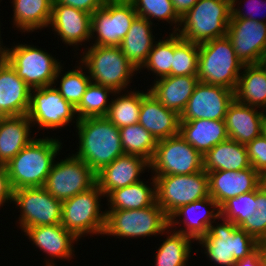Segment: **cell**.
Here are the masks:
<instances>
[{"mask_svg": "<svg viewBox=\"0 0 266 266\" xmlns=\"http://www.w3.org/2000/svg\"><path fill=\"white\" fill-rule=\"evenodd\" d=\"M260 64L264 67L266 70V56L260 61Z\"/></svg>", "mask_w": 266, "mask_h": 266, "instance_id": "cell-54", "label": "cell"}, {"mask_svg": "<svg viewBox=\"0 0 266 266\" xmlns=\"http://www.w3.org/2000/svg\"><path fill=\"white\" fill-rule=\"evenodd\" d=\"M137 16L129 0H108L92 14L89 45L119 46Z\"/></svg>", "mask_w": 266, "mask_h": 266, "instance_id": "cell-14", "label": "cell"}, {"mask_svg": "<svg viewBox=\"0 0 266 266\" xmlns=\"http://www.w3.org/2000/svg\"><path fill=\"white\" fill-rule=\"evenodd\" d=\"M146 88L142 90L138 123L157 141L179 134L180 115L167 109L149 92L148 87Z\"/></svg>", "mask_w": 266, "mask_h": 266, "instance_id": "cell-23", "label": "cell"}, {"mask_svg": "<svg viewBox=\"0 0 266 266\" xmlns=\"http://www.w3.org/2000/svg\"><path fill=\"white\" fill-rule=\"evenodd\" d=\"M121 146L125 154L137 155L149 162L153 158L157 140L139 123L119 128Z\"/></svg>", "mask_w": 266, "mask_h": 266, "instance_id": "cell-37", "label": "cell"}, {"mask_svg": "<svg viewBox=\"0 0 266 266\" xmlns=\"http://www.w3.org/2000/svg\"><path fill=\"white\" fill-rule=\"evenodd\" d=\"M8 62L6 53H0V70Z\"/></svg>", "mask_w": 266, "mask_h": 266, "instance_id": "cell-53", "label": "cell"}, {"mask_svg": "<svg viewBox=\"0 0 266 266\" xmlns=\"http://www.w3.org/2000/svg\"><path fill=\"white\" fill-rule=\"evenodd\" d=\"M150 171L149 161L137 155L124 154L96 173V184L105 197L113 190L129 186ZM141 176V177H140Z\"/></svg>", "mask_w": 266, "mask_h": 266, "instance_id": "cell-21", "label": "cell"}, {"mask_svg": "<svg viewBox=\"0 0 266 266\" xmlns=\"http://www.w3.org/2000/svg\"><path fill=\"white\" fill-rule=\"evenodd\" d=\"M104 193L95 184L89 190L62 202L61 225L78 240L85 237L101 236L106 223V210H102ZM94 235V236H93Z\"/></svg>", "mask_w": 266, "mask_h": 266, "instance_id": "cell-7", "label": "cell"}, {"mask_svg": "<svg viewBox=\"0 0 266 266\" xmlns=\"http://www.w3.org/2000/svg\"><path fill=\"white\" fill-rule=\"evenodd\" d=\"M250 165L266 180V138L263 134L246 144Z\"/></svg>", "mask_w": 266, "mask_h": 266, "instance_id": "cell-43", "label": "cell"}, {"mask_svg": "<svg viewBox=\"0 0 266 266\" xmlns=\"http://www.w3.org/2000/svg\"><path fill=\"white\" fill-rule=\"evenodd\" d=\"M234 97L241 104L266 112V70L260 63L243 66Z\"/></svg>", "mask_w": 266, "mask_h": 266, "instance_id": "cell-33", "label": "cell"}, {"mask_svg": "<svg viewBox=\"0 0 266 266\" xmlns=\"http://www.w3.org/2000/svg\"><path fill=\"white\" fill-rule=\"evenodd\" d=\"M77 53L75 58L87 68L93 83L110 87L115 92L133 88L131 83L138 70L123 55L119 46L89 45Z\"/></svg>", "mask_w": 266, "mask_h": 266, "instance_id": "cell-4", "label": "cell"}, {"mask_svg": "<svg viewBox=\"0 0 266 266\" xmlns=\"http://www.w3.org/2000/svg\"><path fill=\"white\" fill-rule=\"evenodd\" d=\"M75 128L78 148L76 147L73 154L95 173L125 154L121 146L119 128L106 117L78 120Z\"/></svg>", "mask_w": 266, "mask_h": 266, "instance_id": "cell-2", "label": "cell"}, {"mask_svg": "<svg viewBox=\"0 0 266 266\" xmlns=\"http://www.w3.org/2000/svg\"><path fill=\"white\" fill-rule=\"evenodd\" d=\"M199 44L184 40L174 33V56L171 76H197Z\"/></svg>", "mask_w": 266, "mask_h": 266, "instance_id": "cell-41", "label": "cell"}, {"mask_svg": "<svg viewBox=\"0 0 266 266\" xmlns=\"http://www.w3.org/2000/svg\"><path fill=\"white\" fill-rule=\"evenodd\" d=\"M177 15L182 18L199 0H171Z\"/></svg>", "mask_w": 266, "mask_h": 266, "instance_id": "cell-49", "label": "cell"}, {"mask_svg": "<svg viewBox=\"0 0 266 266\" xmlns=\"http://www.w3.org/2000/svg\"><path fill=\"white\" fill-rule=\"evenodd\" d=\"M151 178V179H149ZM139 182L111 191L105 198V210L143 209L156 203V183L153 175ZM150 180V181H149ZM152 181V182H151ZM150 182V184H149Z\"/></svg>", "mask_w": 266, "mask_h": 266, "instance_id": "cell-31", "label": "cell"}, {"mask_svg": "<svg viewBox=\"0 0 266 266\" xmlns=\"http://www.w3.org/2000/svg\"><path fill=\"white\" fill-rule=\"evenodd\" d=\"M166 238L159 241H163L156 248L154 258V266H190L189 260L193 256V253H197L198 249L193 246L196 243L192 238L173 231L169 227L165 231ZM193 246V247H192ZM193 248L195 251L193 252ZM192 254V255H191Z\"/></svg>", "mask_w": 266, "mask_h": 266, "instance_id": "cell-34", "label": "cell"}, {"mask_svg": "<svg viewBox=\"0 0 266 266\" xmlns=\"http://www.w3.org/2000/svg\"><path fill=\"white\" fill-rule=\"evenodd\" d=\"M13 209H19L16 226L21 233L31 227L61 224L62 202L44 187H25L13 191ZM18 219V220H17Z\"/></svg>", "mask_w": 266, "mask_h": 266, "instance_id": "cell-12", "label": "cell"}, {"mask_svg": "<svg viewBox=\"0 0 266 266\" xmlns=\"http://www.w3.org/2000/svg\"><path fill=\"white\" fill-rule=\"evenodd\" d=\"M227 37L243 65L259 64L266 56V23L231 18Z\"/></svg>", "mask_w": 266, "mask_h": 266, "instance_id": "cell-19", "label": "cell"}, {"mask_svg": "<svg viewBox=\"0 0 266 266\" xmlns=\"http://www.w3.org/2000/svg\"><path fill=\"white\" fill-rule=\"evenodd\" d=\"M30 87L7 62L0 70V117L27 115Z\"/></svg>", "mask_w": 266, "mask_h": 266, "instance_id": "cell-25", "label": "cell"}, {"mask_svg": "<svg viewBox=\"0 0 266 266\" xmlns=\"http://www.w3.org/2000/svg\"><path fill=\"white\" fill-rule=\"evenodd\" d=\"M13 44H7L8 63L30 89L52 86L63 60L57 59L58 56L47 52L46 48H39L38 45L25 42Z\"/></svg>", "mask_w": 266, "mask_h": 266, "instance_id": "cell-9", "label": "cell"}, {"mask_svg": "<svg viewBox=\"0 0 266 266\" xmlns=\"http://www.w3.org/2000/svg\"><path fill=\"white\" fill-rule=\"evenodd\" d=\"M256 190L226 200L220 206V217L240 226L256 211Z\"/></svg>", "mask_w": 266, "mask_h": 266, "instance_id": "cell-42", "label": "cell"}, {"mask_svg": "<svg viewBox=\"0 0 266 266\" xmlns=\"http://www.w3.org/2000/svg\"><path fill=\"white\" fill-rule=\"evenodd\" d=\"M198 82L197 76H165L147 87L162 105L181 115Z\"/></svg>", "mask_w": 266, "mask_h": 266, "instance_id": "cell-26", "label": "cell"}, {"mask_svg": "<svg viewBox=\"0 0 266 266\" xmlns=\"http://www.w3.org/2000/svg\"><path fill=\"white\" fill-rule=\"evenodd\" d=\"M256 211L254 214L266 215V180L256 189Z\"/></svg>", "mask_w": 266, "mask_h": 266, "instance_id": "cell-48", "label": "cell"}, {"mask_svg": "<svg viewBox=\"0 0 266 266\" xmlns=\"http://www.w3.org/2000/svg\"><path fill=\"white\" fill-rule=\"evenodd\" d=\"M27 115L33 130L34 127L37 128L39 134V131L43 130L44 134L48 131L45 136L50 134L49 130L60 129L61 131L70 124L75 128L79 120L75 108L61 96L53 85L31 89Z\"/></svg>", "mask_w": 266, "mask_h": 266, "instance_id": "cell-10", "label": "cell"}, {"mask_svg": "<svg viewBox=\"0 0 266 266\" xmlns=\"http://www.w3.org/2000/svg\"><path fill=\"white\" fill-rule=\"evenodd\" d=\"M157 40L151 49L148 58L142 68L138 71L147 70L152 79L157 80L165 76H171V67L174 56V33L166 32ZM165 37V38H164ZM142 70V71H141ZM155 75V76H154Z\"/></svg>", "mask_w": 266, "mask_h": 266, "instance_id": "cell-38", "label": "cell"}, {"mask_svg": "<svg viewBox=\"0 0 266 266\" xmlns=\"http://www.w3.org/2000/svg\"><path fill=\"white\" fill-rule=\"evenodd\" d=\"M243 66L227 36L199 44L197 77L200 82L235 91Z\"/></svg>", "mask_w": 266, "mask_h": 266, "instance_id": "cell-8", "label": "cell"}, {"mask_svg": "<svg viewBox=\"0 0 266 266\" xmlns=\"http://www.w3.org/2000/svg\"><path fill=\"white\" fill-rule=\"evenodd\" d=\"M136 89L137 87L115 92L112 96L106 118L118 128L138 123L142 105V90Z\"/></svg>", "mask_w": 266, "mask_h": 266, "instance_id": "cell-36", "label": "cell"}, {"mask_svg": "<svg viewBox=\"0 0 266 266\" xmlns=\"http://www.w3.org/2000/svg\"><path fill=\"white\" fill-rule=\"evenodd\" d=\"M218 217H220V207L209 196L179 207L169 216V228L197 242L206 235L210 225Z\"/></svg>", "mask_w": 266, "mask_h": 266, "instance_id": "cell-20", "label": "cell"}, {"mask_svg": "<svg viewBox=\"0 0 266 266\" xmlns=\"http://www.w3.org/2000/svg\"><path fill=\"white\" fill-rule=\"evenodd\" d=\"M32 131L28 115L0 117V164L7 165L25 146L38 137L36 132L34 134Z\"/></svg>", "mask_w": 266, "mask_h": 266, "instance_id": "cell-27", "label": "cell"}, {"mask_svg": "<svg viewBox=\"0 0 266 266\" xmlns=\"http://www.w3.org/2000/svg\"><path fill=\"white\" fill-rule=\"evenodd\" d=\"M114 93L110 87L91 82L75 108L77 118L81 120L89 117H106Z\"/></svg>", "mask_w": 266, "mask_h": 266, "instance_id": "cell-40", "label": "cell"}, {"mask_svg": "<svg viewBox=\"0 0 266 266\" xmlns=\"http://www.w3.org/2000/svg\"><path fill=\"white\" fill-rule=\"evenodd\" d=\"M206 173L211 171H240L251 167L245 144L227 139L203 155Z\"/></svg>", "mask_w": 266, "mask_h": 266, "instance_id": "cell-32", "label": "cell"}, {"mask_svg": "<svg viewBox=\"0 0 266 266\" xmlns=\"http://www.w3.org/2000/svg\"><path fill=\"white\" fill-rule=\"evenodd\" d=\"M156 203L169 217L183 205L209 197V177L204 170L189 175H153Z\"/></svg>", "mask_w": 266, "mask_h": 266, "instance_id": "cell-11", "label": "cell"}, {"mask_svg": "<svg viewBox=\"0 0 266 266\" xmlns=\"http://www.w3.org/2000/svg\"><path fill=\"white\" fill-rule=\"evenodd\" d=\"M69 154L63 159L58 156L43 186L61 202L89 190L96 184V173L73 152Z\"/></svg>", "mask_w": 266, "mask_h": 266, "instance_id": "cell-15", "label": "cell"}, {"mask_svg": "<svg viewBox=\"0 0 266 266\" xmlns=\"http://www.w3.org/2000/svg\"><path fill=\"white\" fill-rule=\"evenodd\" d=\"M246 2V4H245ZM231 7H232V15L231 18H245V19H252L255 21H259V22H264L266 23V13L262 12V14L264 15L263 17H259L261 14L260 11L262 10V8L264 6H266V0H244L242 2V0H231ZM237 3V4H236ZM242 3L245 5H242ZM240 5V6H239ZM244 6V7H242ZM243 9H241V8ZM244 8L247 10L244 12ZM266 8V7H264ZM261 9V10H260Z\"/></svg>", "mask_w": 266, "mask_h": 266, "instance_id": "cell-44", "label": "cell"}, {"mask_svg": "<svg viewBox=\"0 0 266 266\" xmlns=\"http://www.w3.org/2000/svg\"><path fill=\"white\" fill-rule=\"evenodd\" d=\"M35 138L6 165L9 181L14 190L25 187H43L52 165L62 150L58 136Z\"/></svg>", "mask_w": 266, "mask_h": 266, "instance_id": "cell-1", "label": "cell"}, {"mask_svg": "<svg viewBox=\"0 0 266 266\" xmlns=\"http://www.w3.org/2000/svg\"><path fill=\"white\" fill-rule=\"evenodd\" d=\"M234 99L233 90L221 85L199 81L180 115V121L194 119L224 120L228 106Z\"/></svg>", "mask_w": 266, "mask_h": 266, "instance_id": "cell-18", "label": "cell"}, {"mask_svg": "<svg viewBox=\"0 0 266 266\" xmlns=\"http://www.w3.org/2000/svg\"><path fill=\"white\" fill-rule=\"evenodd\" d=\"M231 0H199L182 18L177 34L193 43L227 36Z\"/></svg>", "mask_w": 266, "mask_h": 266, "instance_id": "cell-6", "label": "cell"}, {"mask_svg": "<svg viewBox=\"0 0 266 266\" xmlns=\"http://www.w3.org/2000/svg\"><path fill=\"white\" fill-rule=\"evenodd\" d=\"M137 13L138 16L147 19L152 24L156 26L160 23H165L170 25L169 33H176L181 18L177 15L174 10L173 3L171 0H129ZM158 21V25L156 22ZM172 26V28H171Z\"/></svg>", "mask_w": 266, "mask_h": 266, "instance_id": "cell-39", "label": "cell"}, {"mask_svg": "<svg viewBox=\"0 0 266 266\" xmlns=\"http://www.w3.org/2000/svg\"><path fill=\"white\" fill-rule=\"evenodd\" d=\"M76 62L77 63L72 69H67L66 71L63 61L53 82V87H55L61 96L74 108L79 105L82 96L92 82L87 68L79 60L76 59ZM64 68L65 71L63 70Z\"/></svg>", "mask_w": 266, "mask_h": 266, "instance_id": "cell-35", "label": "cell"}, {"mask_svg": "<svg viewBox=\"0 0 266 266\" xmlns=\"http://www.w3.org/2000/svg\"><path fill=\"white\" fill-rule=\"evenodd\" d=\"M91 17L92 14L83 10L62 4H52V16L48 29L53 32L55 38L57 37L66 45V49L68 46H73L75 58L76 52L81 51L79 47L82 48L84 45L83 49H85L89 46L87 44L91 40Z\"/></svg>", "mask_w": 266, "mask_h": 266, "instance_id": "cell-17", "label": "cell"}, {"mask_svg": "<svg viewBox=\"0 0 266 266\" xmlns=\"http://www.w3.org/2000/svg\"><path fill=\"white\" fill-rule=\"evenodd\" d=\"M239 227L244 229L259 243L266 242V215L253 214L251 217L247 218Z\"/></svg>", "mask_w": 266, "mask_h": 266, "instance_id": "cell-45", "label": "cell"}, {"mask_svg": "<svg viewBox=\"0 0 266 266\" xmlns=\"http://www.w3.org/2000/svg\"><path fill=\"white\" fill-rule=\"evenodd\" d=\"M209 195L220 207L226 200L256 190L265 179L251 166L240 171H211Z\"/></svg>", "mask_w": 266, "mask_h": 266, "instance_id": "cell-22", "label": "cell"}, {"mask_svg": "<svg viewBox=\"0 0 266 266\" xmlns=\"http://www.w3.org/2000/svg\"><path fill=\"white\" fill-rule=\"evenodd\" d=\"M151 175H189L204 170L203 155L180 135L157 141Z\"/></svg>", "mask_w": 266, "mask_h": 266, "instance_id": "cell-13", "label": "cell"}, {"mask_svg": "<svg viewBox=\"0 0 266 266\" xmlns=\"http://www.w3.org/2000/svg\"><path fill=\"white\" fill-rule=\"evenodd\" d=\"M259 249L261 250V256L263 259V266H266V242L260 243Z\"/></svg>", "mask_w": 266, "mask_h": 266, "instance_id": "cell-51", "label": "cell"}, {"mask_svg": "<svg viewBox=\"0 0 266 266\" xmlns=\"http://www.w3.org/2000/svg\"><path fill=\"white\" fill-rule=\"evenodd\" d=\"M234 266H263L261 250L258 249L253 255L248 258L238 260Z\"/></svg>", "mask_w": 266, "mask_h": 266, "instance_id": "cell-50", "label": "cell"}, {"mask_svg": "<svg viewBox=\"0 0 266 266\" xmlns=\"http://www.w3.org/2000/svg\"><path fill=\"white\" fill-rule=\"evenodd\" d=\"M155 26L147 19L137 16L119 45L123 55L138 71L145 64L154 43L159 39L155 37L157 35L153 30L156 29Z\"/></svg>", "mask_w": 266, "mask_h": 266, "instance_id": "cell-28", "label": "cell"}, {"mask_svg": "<svg viewBox=\"0 0 266 266\" xmlns=\"http://www.w3.org/2000/svg\"><path fill=\"white\" fill-rule=\"evenodd\" d=\"M224 120L229 139L246 145L262 134L266 112L234 99L228 106Z\"/></svg>", "mask_w": 266, "mask_h": 266, "instance_id": "cell-24", "label": "cell"}, {"mask_svg": "<svg viewBox=\"0 0 266 266\" xmlns=\"http://www.w3.org/2000/svg\"><path fill=\"white\" fill-rule=\"evenodd\" d=\"M13 204V189L11 187L6 165L0 164V208Z\"/></svg>", "mask_w": 266, "mask_h": 266, "instance_id": "cell-46", "label": "cell"}, {"mask_svg": "<svg viewBox=\"0 0 266 266\" xmlns=\"http://www.w3.org/2000/svg\"><path fill=\"white\" fill-rule=\"evenodd\" d=\"M169 227V217L164 210L155 203L143 209L131 210H106V223L102 237L108 236L126 239L139 240L140 238L150 239L165 236Z\"/></svg>", "mask_w": 266, "mask_h": 266, "instance_id": "cell-5", "label": "cell"}, {"mask_svg": "<svg viewBox=\"0 0 266 266\" xmlns=\"http://www.w3.org/2000/svg\"><path fill=\"white\" fill-rule=\"evenodd\" d=\"M262 134H263V135L265 136V138H266V120H265L264 125H263Z\"/></svg>", "mask_w": 266, "mask_h": 266, "instance_id": "cell-55", "label": "cell"}, {"mask_svg": "<svg viewBox=\"0 0 266 266\" xmlns=\"http://www.w3.org/2000/svg\"><path fill=\"white\" fill-rule=\"evenodd\" d=\"M195 244L201 246L203 250L199 252L214 266H234L238 260L253 255L260 246L244 229L222 217H218Z\"/></svg>", "mask_w": 266, "mask_h": 266, "instance_id": "cell-3", "label": "cell"}, {"mask_svg": "<svg viewBox=\"0 0 266 266\" xmlns=\"http://www.w3.org/2000/svg\"><path fill=\"white\" fill-rule=\"evenodd\" d=\"M13 12L12 28L24 33L38 32L49 27L53 0H10Z\"/></svg>", "mask_w": 266, "mask_h": 266, "instance_id": "cell-30", "label": "cell"}, {"mask_svg": "<svg viewBox=\"0 0 266 266\" xmlns=\"http://www.w3.org/2000/svg\"><path fill=\"white\" fill-rule=\"evenodd\" d=\"M22 234L36 248L35 251L44 253L43 266H57L56 260L69 262L76 257L77 247L74 246L78 245L80 240L61 224L27 228Z\"/></svg>", "mask_w": 266, "mask_h": 266, "instance_id": "cell-16", "label": "cell"}, {"mask_svg": "<svg viewBox=\"0 0 266 266\" xmlns=\"http://www.w3.org/2000/svg\"><path fill=\"white\" fill-rule=\"evenodd\" d=\"M107 1L108 0H53L52 4H62L93 14L96 10L103 7Z\"/></svg>", "mask_w": 266, "mask_h": 266, "instance_id": "cell-47", "label": "cell"}, {"mask_svg": "<svg viewBox=\"0 0 266 266\" xmlns=\"http://www.w3.org/2000/svg\"><path fill=\"white\" fill-rule=\"evenodd\" d=\"M2 24V22L0 21V53H6V49H7V45H5V44H3L4 42H3V39H2V34H1V25ZM5 45V46H4Z\"/></svg>", "mask_w": 266, "mask_h": 266, "instance_id": "cell-52", "label": "cell"}, {"mask_svg": "<svg viewBox=\"0 0 266 266\" xmlns=\"http://www.w3.org/2000/svg\"><path fill=\"white\" fill-rule=\"evenodd\" d=\"M179 134L202 155L220 142L229 139L225 120L180 121Z\"/></svg>", "mask_w": 266, "mask_h": 266, "instance_id": "cell-29", "label": "cell"}]
</instances>
